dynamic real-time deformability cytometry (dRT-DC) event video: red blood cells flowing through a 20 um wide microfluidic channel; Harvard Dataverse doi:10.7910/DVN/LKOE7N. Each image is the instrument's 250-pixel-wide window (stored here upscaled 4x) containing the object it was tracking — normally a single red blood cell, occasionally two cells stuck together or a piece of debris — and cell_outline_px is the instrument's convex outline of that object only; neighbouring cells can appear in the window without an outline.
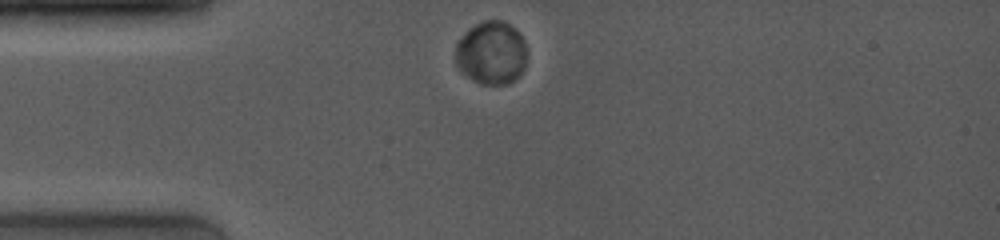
{"species": "common noctule bat (a hibernating species)", "species_latin": "Nyctalus noctula", "temperature_condition": "room temperature", "stored_images_in_passage": 31, "camera_frame_rate_fps": 4000, "um_per_image_px": 0.085, "animal": {"sex": "female", "body_mass_g": 19.0, "forearm_length_mm": 53.3}, "frame": {"image": 1, "passage_image": 1, "time_ms": 0.0, "image_size_px": [1000, 240], "cell_outline_px": [[524, 68], [516, 80], [508, 84], [480, 84], [472, 80], [456, 68], [456, 44], [464, 32], [468, 28], [484, 20], [500, 20], [516, 28], [524, 40]], "centroid_in_image_um": [41.73, 4.5], "position_along_channel_um": 43.3, "area_um2": 26.41}}
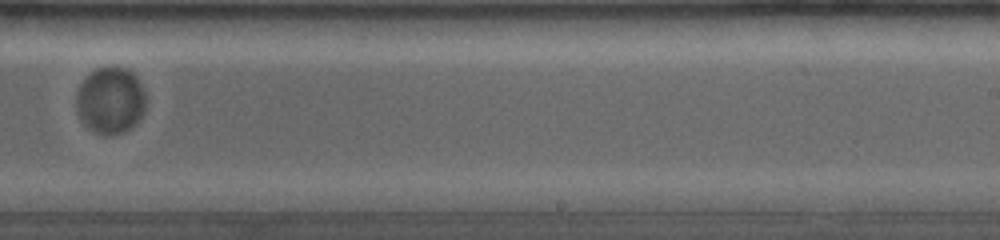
{"frame": {"image": 2, "passage_image": 20, "time_ms": 6.75, "image_size_px": [1000, 240], "cell_outline_px": [[144, 108], [136, 124], [124, 132], [112, 136], [104, 136], [88, 128], [84, 124], [76, 112], [76, 92], [84, 76], [96, 68], [112, 64], [128, 68], [136, 76], [144, 92]], "centroid_in_image_um": [9.34, 8.51], "position_along_channel_um": 279.7, "area_um2": 27.63}}
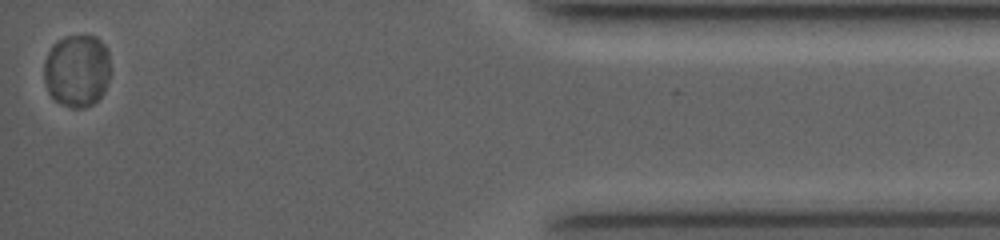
{"frame": {"image": 3, "passage_image": 31, "time_ms": 12.0, "image_size_px": [1000, 240], "cell_outline_px": [[108, 80], [104, 92], [92, 104], [84, 108], [72, 108], [56, 100], [48, 92], [44, 80], [44, 60], [52, 44], [64, 36], [96, 36], [104, 44], [108, 52]], "centroid_in_image_um": [6.52, 5.99], "position_along_channel_um": 428.7, "area_um2": 28.03}, "authors_computed_cell_mechanics": {"area_um2": 27.455, "velocity_mm_per_s": 3.8278, "shape_relaxation_time_tau1_ms": 10.8929, "shape_relaxation_time_tau2_ms": null, "deformation_change_tau1": 0.0233, "deformation_change_tau2": null}}